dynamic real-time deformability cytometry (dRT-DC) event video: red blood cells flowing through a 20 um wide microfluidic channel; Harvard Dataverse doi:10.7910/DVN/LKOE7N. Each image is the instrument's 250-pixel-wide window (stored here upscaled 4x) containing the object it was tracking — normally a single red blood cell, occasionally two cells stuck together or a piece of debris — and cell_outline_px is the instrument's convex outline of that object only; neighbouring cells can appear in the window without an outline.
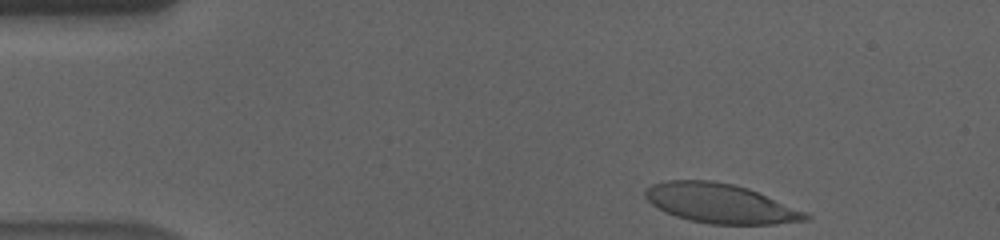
{"species": "human", "species_latin": "Homo sapiens", "temperature_condition": "cold", "stored_images_in_passage": 42, "camera_frame_rate_fps": 3000, "um_per_image_px": 0.085, "donor": {"sex": "male"}, "frame": {"image": 1, "passage_image": 1, "time_ms": 0.0, "image_size_px": [1000, 240], "cell_outline_px": [[812, 216], [808, 220], [776, 224], [708, 224], [688, 220], [664, 212], [652, 204], [644, 196], [644, 192], [652, 184], [668, 180], [712, 180], [732, 184], [748, 188], [804, 212]], "centroid_in_image_um": [61.19, 17.29], "position_along_channel_um": 23.8, "area_um2": 36.59}}
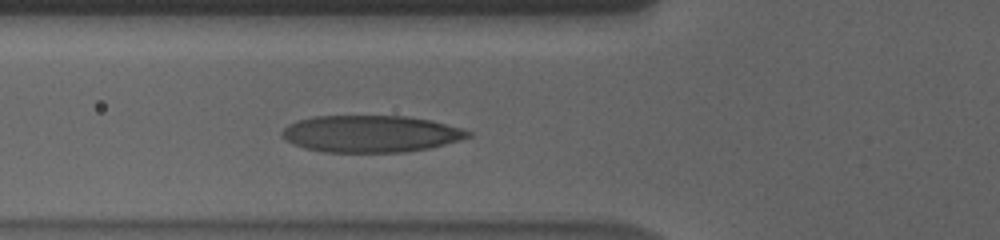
{"frame": {"image": 2, "passage_image": 14, "time_ms": 4.333, "image_size_px": [1000, 240], "cell_outline_px": [[472, 136], [460, 140], [432, 148], [404, 152], [324, 152], [304, 148], [280, 136], [280, 132], [288, 124], [296, 120], [312, 116], [404, 116], [432, 120], [460, 128], [472, 132]], "centroid_in_image_um": [31.51, 11.37], "position_along_channel_um": 94.3, "area_um2": 40.17}}
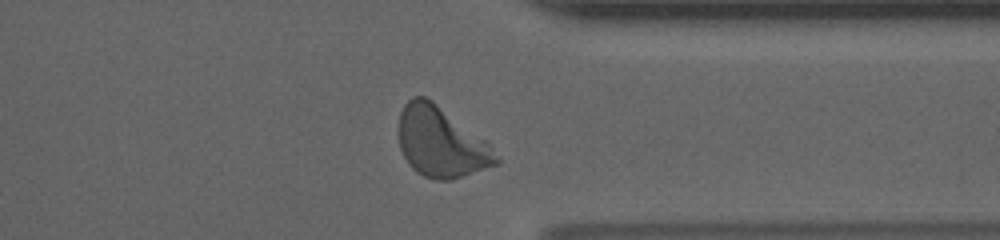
{"frame": {"image": 3, "passage_image": 38, "time_ms": 12.333, "image_size_px": [1000, 240], "cell_outline_px": [[500, 164], [452, 180], [436, 180], [424, 176], [416, 172], [408, 164], [400, 148], [400, 112], [404, 104], [412, 96], [424, 96], [432, 100], [484, 140], [492, 148], [500, 160]], "centroid_in_image_um": [37.48, 12.11], "position_along_channel_um": 373.9, "area_um2": 39.48}, "authors_computed_cell_mechanics": {"area_um2": 39.5063, "velocity_mm_per_s": 3.5262, "shape_relaxation_time_tau1_ms": 3.5457, "shape_relaxation_time_tau2_ms": null, "deformation_change_tau1": 0.1767, "deformation_change_tau2": null}}